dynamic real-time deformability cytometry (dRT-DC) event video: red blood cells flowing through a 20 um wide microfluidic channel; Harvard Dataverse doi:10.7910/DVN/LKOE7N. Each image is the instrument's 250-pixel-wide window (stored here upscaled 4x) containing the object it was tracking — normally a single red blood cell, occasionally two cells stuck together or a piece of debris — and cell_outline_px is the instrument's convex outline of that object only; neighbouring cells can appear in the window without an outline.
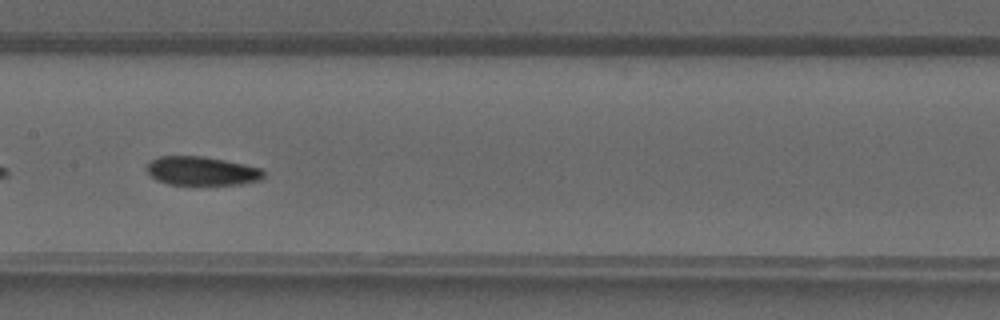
{"species": "common noctule bat (a hibernating species)", "species_latin": "Nyctalus noctula", "temperature_condition": "warm", "stored_images_in_passage": 35, "camera_frame_rate_fps": 3000, "um_per_image_px": 0.085, "animal": {"sex": "male", "forearm_length_mm": 52.5}, "frame": {"image": 1, "passage_image": 20, "time_ms": 6.333, "image_size_px": [1000, 320], "cell_outline_px": [[264, 176], [260, 180], [240, 184], [168, 184], [156, 180], [148, 172], [148, 164], [152, 160], [160, 156], [204, 156], [264, 168]], "centroid_in_image_um": [17.19, 14.52], "position_along_channel_um": 190.2, "area_um2": 19.48}}
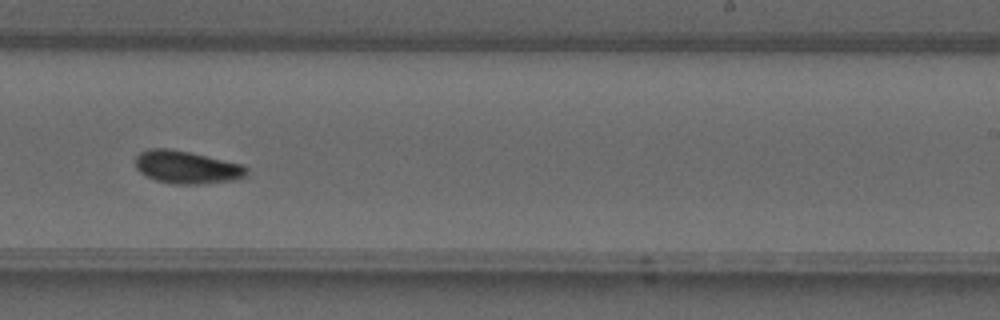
{"frame": {"image": 2, "passage_image": 25, "time_ms": 8.0, "image_size_px": [1000, 320], "cell_outline_px": [[248, 176], [236, 180], [196, 184], [172, 184], [156, 180], [140, 172], [136, 168], [136, 156], [140, 152], [148, 148], [168, 148], [188, 152], [244, 164], [248, 168]], "centroid_in_image_um": [15.91, 14.21], "position_along_channel_um": 273.1, "area_um2": 21.33}}
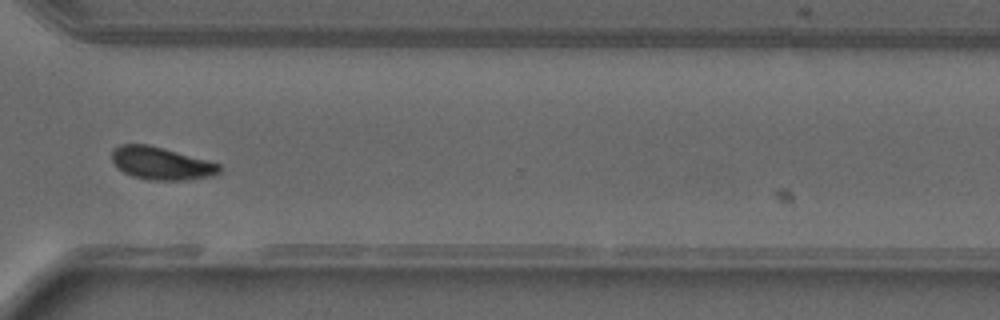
{"frame": {"image": 3, "passage_image": 30, "time_ms": 9.667, "image_size_px": [1000, 320], "cell_outline_px": [[220, 172], [212, 176], [184, 180], [148, 180], [132, 176], [116, 168], [112, 160], [112, 152], [120, 144], [148, 144], [208, 160], [220, 164]], "centroid_in_image_um": [13.69, 13.89], "position_along_channel_um": 356.9, "area_um2": 20.46}}